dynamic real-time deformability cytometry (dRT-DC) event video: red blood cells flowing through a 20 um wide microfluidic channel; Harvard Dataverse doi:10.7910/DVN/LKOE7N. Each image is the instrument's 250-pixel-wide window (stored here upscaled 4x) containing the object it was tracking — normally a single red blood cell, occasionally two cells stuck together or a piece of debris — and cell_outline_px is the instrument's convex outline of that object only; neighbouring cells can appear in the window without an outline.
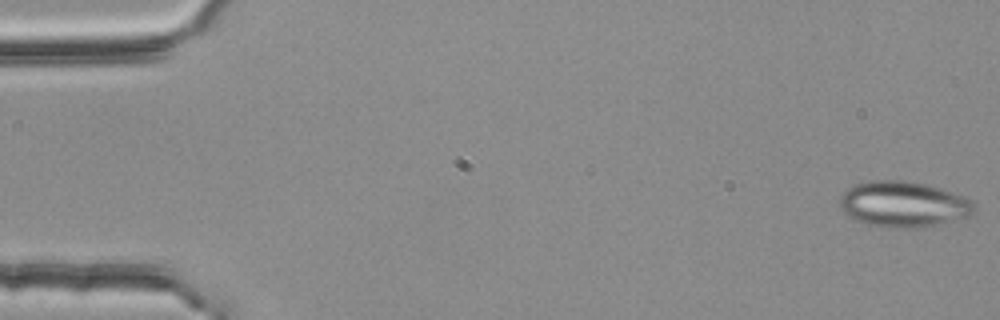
{"species": "common noctule bat (a hibernating species)", "species_latin": "Nyctalus noctula", "temperature_condition": "room temperature", "stored_images_in_passage": 4, "camera_frame_rate_fps": 3000, "um_per_image_px": 0.085, "animal": {"sex": "female", "body_mass_g": 25.1}, "frame": {"image": 1, "passage_image": 1, "time_ms": 0.0, "image_size_px": [1000, 320], "cell_outline_px": [[972, 212], [968, 216], [932, 224], [912, 228], [884, 228], [868, 224], [856, 220], [848, 216], [840, 208], [840, 196], [852, 184], [872, 180], [904, 180], [924, 184], [940, 188], [964, 196], [972, 200]], "centroid_in_image_um": [76.7, 17.34], "position_along_channel_um": 8.3, "area_um2": 35.49}}